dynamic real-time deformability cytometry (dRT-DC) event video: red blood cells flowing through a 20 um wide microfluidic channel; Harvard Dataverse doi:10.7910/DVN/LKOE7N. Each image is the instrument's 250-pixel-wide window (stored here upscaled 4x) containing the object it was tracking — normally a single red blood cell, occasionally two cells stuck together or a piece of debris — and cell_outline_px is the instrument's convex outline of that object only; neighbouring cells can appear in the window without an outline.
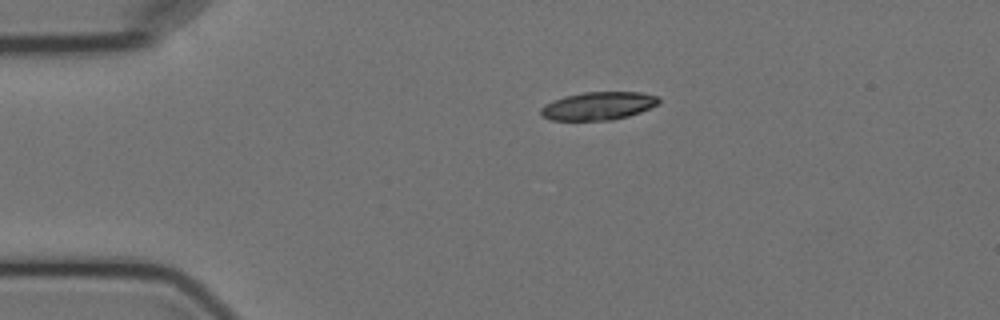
{"species": "Egyptian fruit bat (a non-hibernating species)", "species_latin": "Rousettus aegyptiacus", "temperature_condition": "cold", "stored_images_in_passage": 5, "camera_frame_rate_fps": 3000, "um_per_image_px": 0.085, "animal": {"sex": "female"}, "frame": {"image": 1, "passage_image": 1, "time_ms": 0.0, "image_size_px": [1000, 320], "cell_outline_px": [[660, 104], [640, 112], [628, 116], [612, 120], [552, 120], [540, 116], [540, 108], [544, 104], [552, 100], [564, 96], [584, 92], [640, 92], [656, 96], [660, 100]], "centroid_in_image_um": [50.83, 9.0], "position_along_channel_um": 34.2, "area_um2": 19.42}}
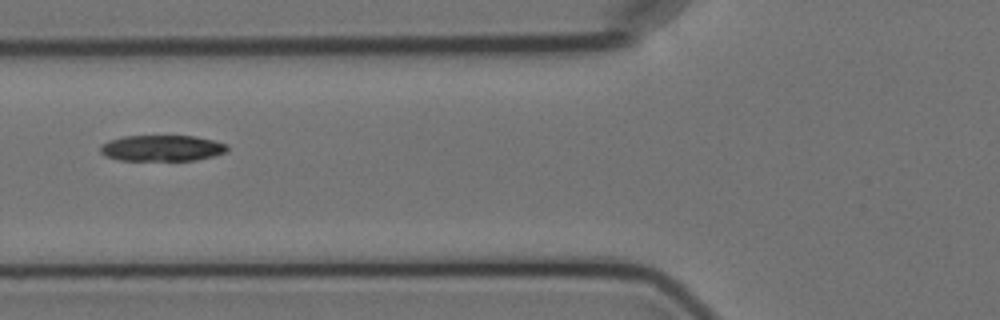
{"frame": {"image": 2, "passage_image": 4, "time_ms": 3.333, "image_size_px": [1000, 320], "cell_outline_px": [[228, 148], [224, 152], [212, 156], [196, 160], [120, 160], [104, 156], [100, 152], [100, 144], [108, 140], [124, 136], [196, 136], [228, 144]], "centroid_in_image_um": [13.72, 12.58], "position_along_channel_um": 112.1, "area_um2": 19.25}}
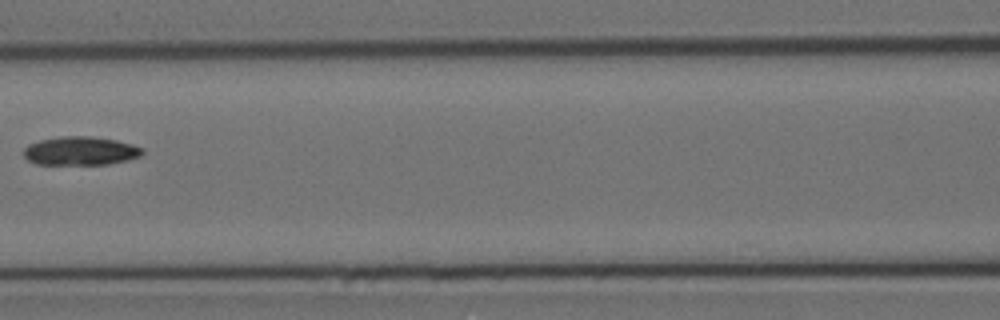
{"frame": {"image": 3, "passage_image": 5, "time_ms": 4.667, "image_size_px": [1000, 320], "cell_outline_px": [[144, 152], [140, 156], [128, 160], [108, 164], [36, 164], [28, 160], [24, 156], [24, 148], [28, 144], [40, 140], [60, 136], [92, 136], [116, 140], [132, 144], [144, 148]], "centroid_in_image_um": [6.85, 12.82], "position_along_channel_um": 159.7, "area_um2": 19.88}}